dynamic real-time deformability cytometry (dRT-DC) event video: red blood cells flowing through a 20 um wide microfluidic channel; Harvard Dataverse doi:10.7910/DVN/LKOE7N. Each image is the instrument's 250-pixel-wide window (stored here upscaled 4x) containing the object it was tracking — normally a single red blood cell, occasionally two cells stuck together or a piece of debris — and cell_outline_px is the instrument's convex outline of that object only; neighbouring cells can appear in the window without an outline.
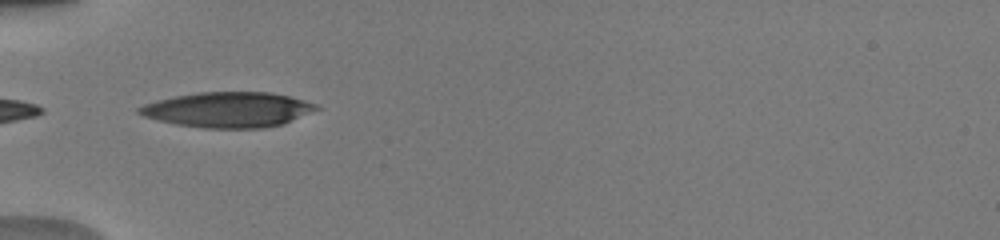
{"species": "human", "species_latin": "Homo sapiens", "temperature_condition": "warm", "stored_images_in_passage": 34, "camera_frame_rate_fps": 3000, "um_per_image_px": 0.085, "donor": {"sex": "male"}, "frame": {"image": 1, "passage_image": 1, "time_ms": 0.0, "image_size_px": [1000, 240], "cell_outline_px": [[320, 108], [284, 124], [264, 128], [204, 128], [176, 124], [144, 116], [136, 112], [136, 108], [144, 104], [176, 96], [200, 92], [272, 92], [304, 100], [316, 104]], "centroid_in_image_um": [19.4, 9.33], "position_along_channel_um": 65.6, "area_um2": 36.18}}
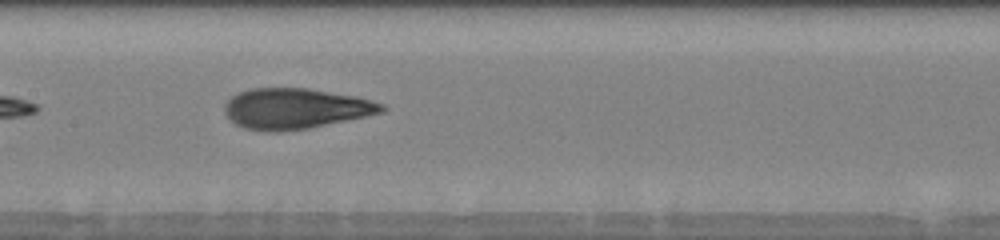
{"frame": {"image": 2, "passage_image": 10, "time_ms": 3.0, "image_size_px": [1000, 240], "cell_outline_px": [[388, 108], [384, 112], [308, 128], [280, 132], [264, 132], [244, 128], [236, 124], [224, 112], [224, 104], [232, 96], [248, 88], [308, 88], [356, 96], [372, 100], [384, 104]], "centroid_in_image_um": [25.11, 9.23], "position_along_channel_um": 182.3, "area_um2": 37.22}, "authors_computed_cell_mechanics": {"area_um2": 36.5585, "velocity_mm_per_s": 4.0316, "shape_relaxation_time_tau1_ms": 5.6834, "shape_relaxation_time_tau2_ms": 1.1504, "deformation_change_tau1": 0.2389, "deformation_change_tau2": 0.0885}}